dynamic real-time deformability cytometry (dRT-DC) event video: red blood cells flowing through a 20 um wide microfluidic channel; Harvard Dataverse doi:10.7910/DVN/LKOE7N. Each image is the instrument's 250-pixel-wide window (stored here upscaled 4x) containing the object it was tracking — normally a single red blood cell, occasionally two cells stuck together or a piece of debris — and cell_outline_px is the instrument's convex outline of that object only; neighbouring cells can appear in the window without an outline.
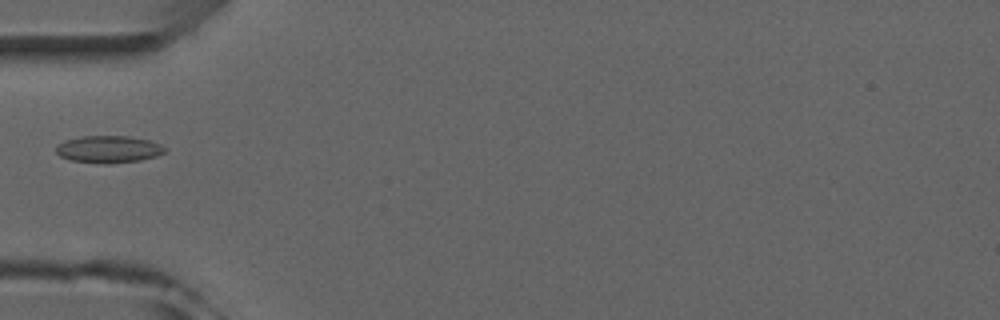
{"species": "common noctule bat (a hibernating species)", "species_latin": "Nyctalus noctula", "temperature_condition": "room temperature", "stored_images_in_passage": 5, "camera_frame_rate_fps": 3000, "um_per_image_px": 0.085, "animal": {"sex": "male", "forearm_length_mm": 52.5}, "frame": {"image": 1, "passage_image": 5, "time_ms": 4.333, "image_size_px": [1000, 320], "cell_outline_px": [[168, 148], [164, 152], [156, 156], [140, 160], [108, 164], [104, 164], [72, 160], [60, 156], [56, 152], [56, 144], [64, 140], [84, 136], [128, 136], [148, 140], [160, 144]], "centroid_in_image_um": [9.22, 12.68], "position_along_channel_um": 75.8, "area_um2": 17.22}}